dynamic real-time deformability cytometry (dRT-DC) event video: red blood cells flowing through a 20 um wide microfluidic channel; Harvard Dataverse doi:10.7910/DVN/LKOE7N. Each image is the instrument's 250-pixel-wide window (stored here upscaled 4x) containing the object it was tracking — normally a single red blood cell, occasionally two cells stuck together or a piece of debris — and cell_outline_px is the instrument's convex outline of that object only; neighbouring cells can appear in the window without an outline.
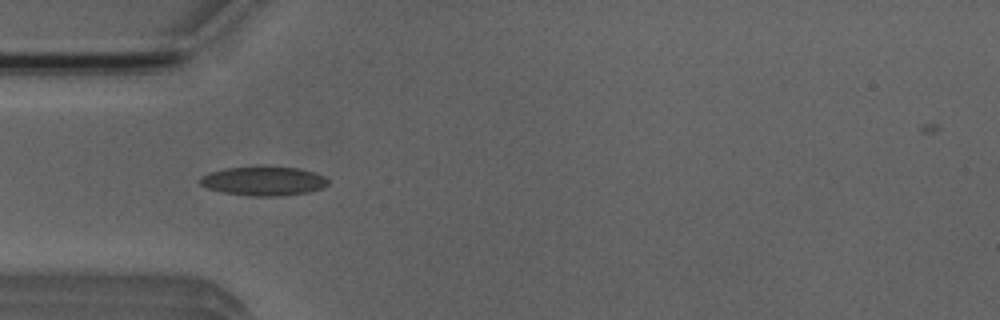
{"species": "Egyptian fruit bat (a non-hibernating species)", "species_latin": "Rousettus aegyptiacus", "temperature_condition": "room temperature", "stored_images_in_passage": 8, "camera_frame_rate_fps": 3000, "um_per_image_px": 0.085, "animal": {"sex": "male"}, "frame": {"image": 1, "passage_image": 5, "time_ms": 4.667, "image_size_px": [1000, 320], "cell_outline_px": [[328, 184], [320, 188], [308, 192], [280, 196], [248, 196], [220, 192], [208, 188], [200, 184], [200, 176], [224, 168], [300, 168], [316, 172], [324, 176], [328, 180]], "centroid_in_image_um": [22.4, 15.41], "position_along_channel_um": 62.6, "area_um2": 21.33}}
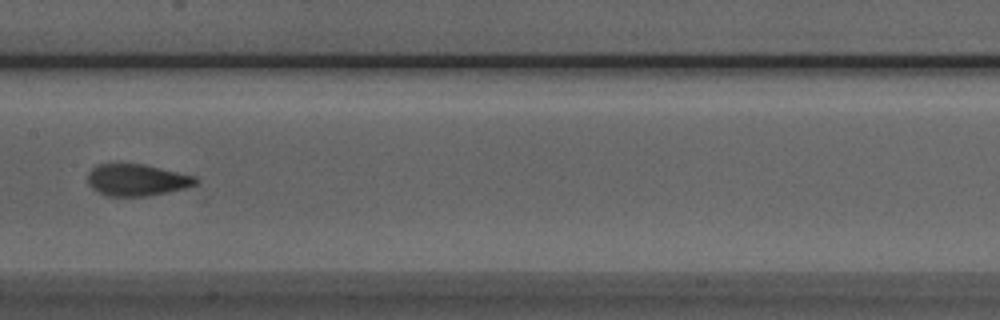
{"frame": {"image": 2, "passage_image": 8, "time_ms": 8.0, "image_size_px": [1000, 320], "cell_outline_px": [[200, 180], [196, 184], [184, 188], [168, 192], [148, 196], [108, 196], [92, 188], [88, 184], [88, 172], [96, 164], [144, 164], [196, 176]], "centroid_in_image_um": [11.64, 15.29], "position_along_channel_um": 195.8, "area_um2": 20.0}}